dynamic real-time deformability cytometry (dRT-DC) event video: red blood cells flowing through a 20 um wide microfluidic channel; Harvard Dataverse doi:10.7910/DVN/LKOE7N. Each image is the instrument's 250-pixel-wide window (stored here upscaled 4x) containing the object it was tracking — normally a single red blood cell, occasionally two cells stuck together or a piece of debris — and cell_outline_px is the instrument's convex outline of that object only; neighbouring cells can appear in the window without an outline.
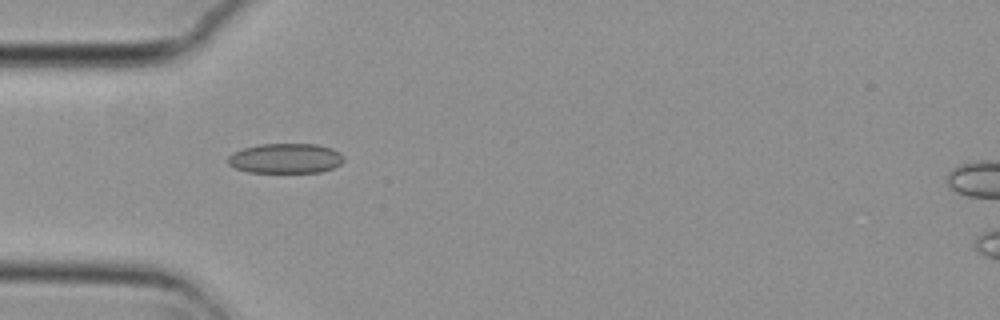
{"species": "common noctule bat (a hibernating species)", "species_latin": "Nyctalus noctula", "temperature_condition": "cold", "stored_images_in_passage": 39, "camera_frame_rate_fps": 3000, "um_per_image_px": 0.085, "animal": {"sex": "female", "body_mass_g": 29.2, "forearm_length_mm": 56.3}, "frame": {"image": 1, "passage_image": 1, "time_ms": 0.0, "image_size_px": [1000, 320], "cell_outline_px": [[344, 160], [340, 164], [332, 168], [320, 172], [248, 172], [236, 168], [228, 164], [228, 156], [232, 152], [244, 148], [260, 144], [316, 144], [332, 148], [340, 152], [344, 156]], "centroid_in_image_um": [24.28, 13.45], "position_along_channel_um": 60.7, "area_um2": 20.23}}
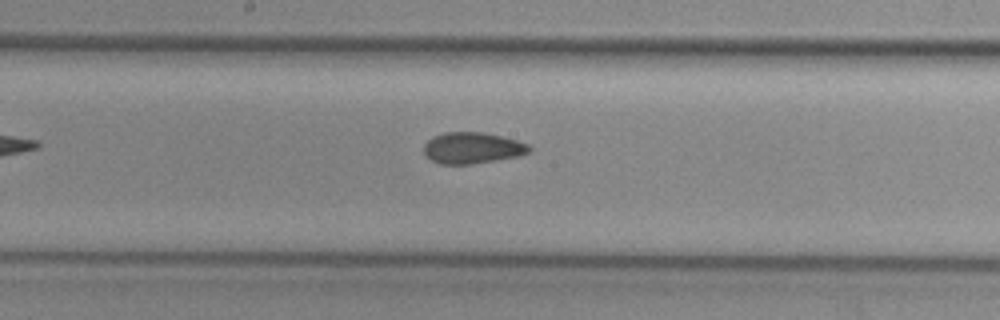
{"frame": {"image": 2, "passage_image": 13, "time_ms": 4.0, "image_size_px": [1000, 320], "cell_outline_px": [[532, 152], [516, 156], [496, 160], [472, 164], [440, 164], [432, 160], [424, 152], [424, 144], [432, 136], [444, 132], [480, 132], [500, 136], [516, 140], [528, 144], [532, 148]], "centroid_in_image_um": [40.15, 12.57], "position_along_channel_um": 208.1, "area_um2": 19.13}}
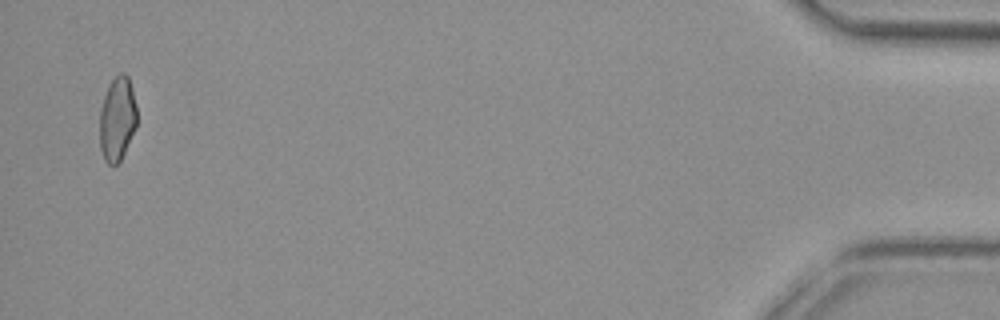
{"frame": {"image": 3, "passage_image": 38, "time_ms": 12.333, "image_size_px": [1000, 320], "cell_outline_px": [[136, 128], [120, 160], [116, 164], [108, 164], [104, 160], [100, 148], [100, 108], [104, 96], [112, 80], [120, 72], [124, 72], [128, 76], [132, 88], [136, 104]], "centroid_in_image_um": [9.97, 10.09], "position_along_channel_um": 425.2, "area_um2": 18.15}, "authors_computed_cell_mechanics": {"area_um2": 19.1318, "velocity_mm_per_s": 3.7239, "shape_relaxation_time_tau1_ms": null, "shape_relaxation_time_tau2_ms": 2.8347, "deformation_change_tau1": null, "deformation_change_tau2": 0.0791}}